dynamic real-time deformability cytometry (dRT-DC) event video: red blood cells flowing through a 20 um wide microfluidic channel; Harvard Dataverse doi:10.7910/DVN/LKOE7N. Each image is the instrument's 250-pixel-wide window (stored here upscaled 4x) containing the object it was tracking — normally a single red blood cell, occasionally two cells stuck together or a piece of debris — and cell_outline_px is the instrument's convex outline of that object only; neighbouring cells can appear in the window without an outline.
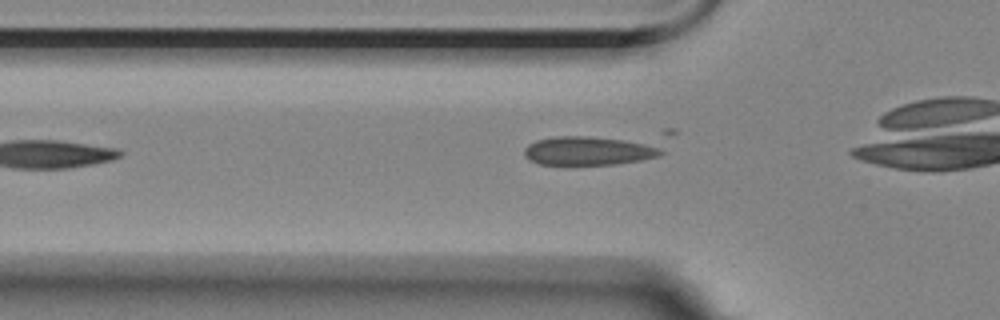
{"species": "Egyptian fruit bat (a non-hibernating species)", "species_latin": "Rousettus aegyptiacus", "temperature_condition": "room temperature", "stored_images_in_passage": 10, "camera_frame_rate_fps": 3000, "um_per_image_px": 0.085, "animal": {"sex": "female"}, "frame": {"image": 1, "passage_image": 2, "time_ms": 1.333, "image_size_px": [1000, 320], "cell_outline_px": [[676, 132], [664, 152], [660, 156], [640, 160], [612, 164], [540, 164], [524, 156], [524, 148], [528, 144], [536, 140], [560, 136], [664, 128], [676, 128]], "centroid_in_image_um": [51.07, 12.52], "position_along_channel_um": 74.7, "area_um2": 29.54}}